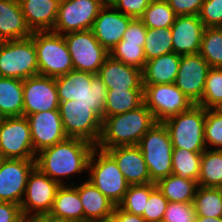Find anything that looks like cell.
<instances>
[{
	"mask_svg": "<svg viewBox=\"0 0 222 222\" xmlns=\"http://www.w3.org/2000/svg\"><path fill=\"white\" fill-rule=\"evenodd\" d=\"M95 147L86 140L67 137L37 153L36 167L50 179L65 185L63 177L69 180L71 174L88 170V161Z\"/></svg>",
	"mask_w": 222,
	"mask_h": 222,
	"instance_id": "cell-1",
	"label": "cell"
},
{
	"mask_svg": "<svg viewBox=\"0 0 222 222\" xmlns=\"http://www.w3.org/2000/svg\"><path fill=\"white\" fill-rule=\"evenodd\" d=\"M156 123L144 103L134 110L106 117L102 121L101 137L96 147L105 151L117 146L138 145Z\"/></svg>",
	"mask_w": 222,
	"mask_h": 222,
	"instance_id": "cell-2",
	"label": "cell"
},
{
	"mask_svg": "<svg viewBox=\"0 0 222 222\" xmlns=\"http://www.w3.org/2000/svg\"><path fill=\"white\" fill-rule=\"evenodd\" d=\"M55 83L59 102L75 100L89 104L103 121L107 87L98 75L73 69L56 77Z\"/></svg>",
	"mask_w": 222,
	"mask_h": 222,
	"instance_id": "cell-3",
	"label": "cell"
},
{
	"mask_svg": "<svg viewBox=\"0 0 222 222\" xmlns=\"http://www.w3.org/2000/svg\"><path fill=\"white\" fill-rule=\"evenodd\" d=\"M31 37L35 44L40 75L56 78L74 69L62 34L52 31H35Z\"/></svg>",
	"mask_w": 222,
	"mask_h": 222,
	"instance_id": "cell-4",
	"label": "cell"
},
{
	"mask_svg": "<svg viewBox=\"0 0 222 222\" xmlns=\"http://www.w3.org/2000/svg\"><path fill=\"white\" fill-rule=\"evenodd\" d=\"M206 109L194 104L188 111L181 112L163 123L168 129L173 148L192 152H204Z\"/></svg>",
	"mask_w": 222,
	"mask_h": 222,
	"instance_id": "cell-5",
	"label": "cell"
},
{
	"mask_svg": "<svg viewBox=\"0 0 222 222\" xmlns=\"http://www.w3.org/2000/svg\"><path fill=\"white\" fill-rule=\"evenodd\" d=\"M138 146L146 162L151 183H157L172 174L173 145L163 122H157L151 127Z\"/></svg>",
	"mask_w": 222,
	"mask_h": 222,
	"instance_id": "cell-6",
	"label": "cell"
},
{
	"mask_svg": "<svg viewBox=\"0 0 222 222\" xmlns=\"http://www.w3.org/2000/svg\"><path fill=\"white\" fill-rule=\"evenodd\" d=\"M96 157L98 158L96 159ZM87 172H89L88 181L115 206H118L130 184L124 178L114 159L106 151L95 147L88 161Z\"/></svg>",
	"mask_w": 222,
	"mask_h": 222,
	"instance_id": "cell-7",
	"label": "cell"
},
{
	"mask_svg": "<svg viewBox=\"0 0 222 222\" xmlns=\"http://www.w3.org/2000/svg\"><path fill=\"white\" fill-rule=\"evenodd\" d=\"M62 126L67 137L97 145L102 131V117L89 104L68 100L59 103Z\"/></svg>",
	"mask_w": 222,
	"mask_h": 222,
	"instance_id": "cell-8",
	"label": "cell"
},
{
	"mask_svg": "<svg viewBox=\"0 0 222 222\" xmlns=\"http://www.w3.org/2000/svg\"><path fill=\"white\" fill-rule=\"evenodd\" d=\"M39 74L33 38L4 41L0 46V76L25 80Z\"/></svg>",
	"mask_w": 222,
	"mask_h": 222,
	"instance_id": "cell-9",
	"label": "cell"
},
{
	"mask_svg": "<svg viewBox=\"0 0 222 222\" xmlns=\"http://www.w3.org/2000/svg\"><path fill=\"white\" fill-rule=\"evenodd\" d=\"M143 98L156 122H164L194 105L174 83L143 85Z\"/></svg>",
	"mask_w": 222,
	"mask_h": 222,
	"instance_id": "cell-10",
	"label": "cell"
},
{
	"mask_svg": "<svg viewBox=\"0 0 222 222\" xmlns=\"http://www.w3.org/2000/svg\"><path fill=\"white\" fill-rule=\"evenodd\" d=\"M74 70L97 75L109 52L95 38L92 29L63 34Z\"/></svg>",
	"mask_w": 222,
	"mask_h": 222,
	"instance_id": "cell-11",
	"label": "cell"
},
{
	"mask_svg": "<svg viewBox=\"0 0 222 222\" xmlns=\"http://www.w3.org/2000/svg\"><path fill=\"white\" fill-rule=\"evenodd\" d=\"M36 155L27 117H6L0 125V157L35 160Z\"/></svg>",
	"mask_w": 222,
	"mask_h": 222,
	"instance_id": "cell-12",
	"label": "cell"
},
{
	"mask_svg": "<svg viewBox=\"0 0 222 222\" xmlns=\"http://www.w3.org/2000/svg\"><path fill=\"white\" fill-rule=\"evenodd\" d=\"M60 186L35 166L28 176L25 195L20 204L24 219L49 214Z\"/></svg>",
	"mask_w": 222,
	"mask_h": 222,
	"instance_id": "cell-13",
	"label": "cell"
},
{
	"mask_svg": "<svg viewBox=\"0 0 222 222\" xmlns=\"http://www.w3.org/2000/svg\"><path fill=\"white\" fill-rule=\"evenodd\" d=\"M102 7L98 0H64L59 3L57 20L52 32L63 35L92 29Z\"/></svg>",
	"mask_w": 222,
	"mask_h": 222,
	"instance_id": "cell-14",
	"label": "cell"
},
{
	"mask_svg": "<svg viewBox=\"0 0 222 222\" xmlns=\"http://www.w3.org/2000/svg\"><path fill=\"white\" fill-rule=\"evenodd\" d=\"M55 78L35 75L23 80V116L59 110Z\"/></svg>",
	"mask_w": 222,
	"mask_h": 222,
	"instance_id": "cell-15",
	"label": "cell"
},
{
	"mask_svg": "<svg viewBox=\"0 0 222 222\" xmlns=\"http://www.w3.org/2000/svg\"><path fill=\"white\" fill-rule=\"evenodd\" d=\"M36 160L4 159L0 162V201L20 205L25 195L27 179Z\"/></svg>",
	"mask_w": 222,
	"mask_h": 222,
	"instance_id": "cell-16",
	"label": "cell"
},
{
	"mask_svg": "<svg viewBox=\"0 0 222 222\" xmlns=\"http://www.w3.org/2000/svg\"><path fill=\"white\" fill-rule=\"evenodd\" d=\"M207 61L198 54L181 55L175 85L194 103L201 101L207 72Z\"/></svg>",
	"mask_w": 222,
	"mask_h": 222,
	"instance_id": "cell-17",
	"label": "cell"
},
{
	"mask_svg": "<svg viewBox=\"0 0 222 222\" xmlns=\"http://www.w3.org/2000/svg\"><path fill=\"white\" fill-rule=\"evenodd\" d=\"M34 152L51 147L67 138L59 110H48L27 116Z\"/></svg>",
	"mask_w": 222,
	"mask_h": 222,
	"instance_id": "cell-18",
	"label": "cell"
},
{
	"mask_svg": "<svg viewBox=\"0 0 222 222\" xmlns=\"http://www.w3.org/2000/svg\"><path fill=\"white\" fill-rule=\"evenodd\" d=\"M133 19L119 12L114 6H103L95 18L92 31L99 43L110 52L122 40Z\"/></svg>",
	"mask_w": 222,
	"mask_h": 222,
	"instance_id": "cell-19",
	"label": "cell"
},
{
	"mask_svg": "<svg viewBox=\"0 0 222 222\" xmlns=\"http://www.w3.org/2000/svg\"><path fill=\"white\" fill-rule=\"evenodd\" d=\"M204 29L199 15L177 16L171 26L173 52L179 55L198 54Z\"/></svg>",
	"mask_w": 222,
	"mask_h": 222,
	"instance_id": "cell-20",
	"label": "cell"
},
{
	"mask_svg": "<svg viewBox=\"0 0 222 222\" xmlns=\"http://www.w3.org/2000/svg\"><path fill=\"white\" fill-rule=\"evenodd\" d=\"M105 151L117 163L130 185L151 183L146 162L138 145L117 146Z\"/></svg>",
	"mask_w": 222,
	"mask_h": 222,
	"instance_id": "cell-21",
	"label": "cell"
},
{
	"mask_svg": "<svg viewBox=\"0 0 222 222\" xmlns=\"http://www.w3.org/2000/svg\"><path fill=\"white\" fill-rule=\"evenodd\" d=\"M97 75L107 89H143L142 70L108 56Z\"/></svg>",
	"mask_w": 222,
	"mask_h": 222,
	"instance_id": "cell-22",
	"label": "cell"
},
{
	"mask_svg": "<svg viewBox=\"0 0 222 222\" xmlns=\"http://www.w3.org/2000/svg\"><path fill=\"white\" fill-rule=\"evenodd\" d=\"M83 205L84 222H106L111 221L115 205L97 187L88 180L79 186H75Z\"/></svg>",
	"mask_w": 222,
	"mask_h": 222,
	"instance_id": "cell-23",
	"label": "cell"
},
{
	"mask_svg": "<svg viewBox=\"0 0 222 222\" xmlns=\"http://www.w3.org/2000/svg\"><path fill=\"white\" fill-rule=\"evenodd\" d=\"M19 2L32 32L53 30L60 2L57 0H19Z\"/></svg>",
	"mask_w": 222,
	"mask_h": 222,
	"instance_id": "cell-24",
	"label": "cell"
},
{
	"mask_svg": "<svg viewBox=\"0 0 222 222\" xmlns=\"http://www.w3.org/2000/svg\"><path fill=\"white\" fill-rule=\"evenodd\" d=\"M19 0H0V37L3 41L28 38L32 35Z\"/></svg>",
	"mask_w": 222,
	"mask_h": 222,
	"instance_id": "cell-25",
	"label": "cell"
},
{
	"mask_svg": "<svg viewBox=\"0 0 222 222\" xmlns=\"http://www.w3.org/2000/svg\"><path fill=\"white\" fill-rule=\"evenodd\" d=\"M181 55L170 52L146 61L142 70V85L175 83Z\"/></svg>",
	"mask_w": 222,
	"mask_h": 222,
	"instance_id": "cell-26",
	"label": "cell"
},
{
	"mask_svg": "<svg viewBox=\"0 0 222 222\" xmlns=\"http://www.w3.org/2000/svg\"><path fill=\"white\" fill-rule=\"evenodd\" d=\"M49 215L68 222H84V210L78 190L71 184L61 185Z\"/></svg>",
	"mask_w": 222,
	"mask_h": 222,
	"instance_id": "cell-27",
	"label": "cell"
},
{
	"mask_svg": "<svg viewBox=\"0 0 222 222\" xmlns=\"http://www.w3.org/2000/svg\"><path fill=\"white\" fill-rule=\"evenodd\" d=\"M143 103V89H107L103 120L134 110Z\"/></svg>",
	"mask_w": 222,
	"mask_h": 222,
	"instance_id": "cell-28",
	"label": "cell"
},
{
	"mask_svg": "<svg viewBox=\"0 0 222 222\" xmlns=\"http://www.w3.org/2000/svg\"><path fill=\"white\" fill-rule=\"evenodd\" d=\"M0 110L6 117L23 116V80L0 76Z\"/></svg>",
	"mask_w": 222,
	"mask_h": 222,
	"instance_id": "cell-29",
	"label": "cell"
},
{
	"mask_svg": "<svg viewBox=\"0 0 222 222\" xmlns=\"http://www.w3.org/2000/svg\"><path fill=\"white\" fill-rule=\"evenodd\" d=\"M156 187L169 202L193 203L198 183L170 174L159 180Z\"/></svg>",
	"mask_w": 222,
	"mask_h": 222,
	"instance_id": "cell-30",
	"label": "cell"
},
{
	"mask_svg": "<svg viewBox=\"0 0 222 222\" xmlns=\"http://www.w3.org/2000/svg\"><path fill=\"white\" fill-rule=\"evenodd\" d=\"M198 186L222 188V150L206 149L201 154Z\"/></svg>",
	"mask_w": 222,
	"mask_h": 222,
	"instance_id": "cell-31",
	"label": "cell"
},
{
	"mask_svg": "<svg viewBox=\"0 0 222 222\" xmlns=\"http://www.w3.org/2000/svg\"><path fill=\"white\" fill-rule=\"evenodd\" d=\"M193 206L197 216L222 217V188L198 186Z\"/></svg>",
	"mask_w": 222,
	"mask_h": 222,
	"instance_id": "cell-32",
	"label": "cell"
},
{
	"mask_svg": "<svg viewBox=\"0 0 222 222\" xmlns=\"http://www.w3.org/2000/svg\"><path fill=\"white\" fill-rule=\"evenodd\" d=\"M182 148H173L172 151V174L187 180L198 182L200 174L201 154Z\"/></svg>",
	"mask_w": 222,
	"mask_h": 222,
	"instance_id": "cell-33",
	"label": "cell"
},
{
	"mask_svg": "<svg viewBox=\"0 0 222 222\" xmlns=\"http://www.w3.org/2000/svg\"><path fill=\"white\" fill-rule=\"evenodd\" d=\"M143 49L146 61L173 52L171 27L147 28Z\"/></svg>",
	"mask_w": 222,
	"mask_h": 222,
	"instance_id": "cell-34",
	"label": "cell"
},
{
	"mask_svg": "<svg viewBox=\"0 0 222 222\" xmlns=\"http://www.w3.org/2000/svg\"><path fill=\"white\" fill-rule=\"evenodd\" d=\"M176 17L167 0H151L139 19L147 28L157 29L171 27Z\"/></svg>",
	"mask_w": 222,
	"mask_h": 222,
	"instance_id": "cell-35",
	"label": "cell"
},
{
	"mask_svg": "<svg viewBox=\"0 0 222 222\" xmlns=\"http://www.w3.org/2000/svg\"><path fill=\"white\" fill-rule=\"evenodd\" d=\"M156 183L130 185L118 207L130 214L142 216Z\"/></svg>",
	"mask_w": 222,
	"mask_h": 222,
	"instance_id": "cell-36",
	"label": "cell"
},
{
	"mask_svg": "<svg viewBox=\"0 0 222 222\" xmlns=\"http://www.w3.org/2000/svg\"><path fill=\"white\" fill-rule=\"evenodd\" d=\"M199 54L210 67L222 68V27L204 29Z\"/></svg>",
	"mask_w": 222,
	"mask_h": 222,
	"instance_id": "cell-37",
	"label": "cell"
},
{
	"mask_svg": "<svg viewBox=\"0 0 222 222\" xmlns=\"http://www.w3.org/2000/svg\"><path fill=\"white\" fill-rule=\"evenodd\" d=\"M197 105L205 109L222 108V68L210 67L201 101Z\"/></svg>",
	"mask_w": 222,
	"mask_h": 222,
	"instance_id": "cell-38",
	"label": "cell"
},
{
	"mask_svg": "<svg viewBox=\"0 0 222 222\" xmlns=\"http://www.w3.org/2000/svg\"><path fill=\"white\" fill-rule=\"evenodd\" d=\"M143 47L144 44L125 43L121 40L111 49L109 56L126 65L143 70L146 63Z\"/></svg>",
	"mask_w": 222,
	"mask_h": 222,
	"instance_id": "cell-39",
	"label": "cell"
},
{
	"mask_svg": "<svg viewBox=\"0 0 222 222\" xmlns=\"http://www.w3.org/2000/svg\"><path fill=\"white\" fill-rule=\"evenodd\" d=\"M204 141L207 149L222 150V108L206 109Z\"/></svg>",
	"mask_w": 222,
	"mask_h": 222,
	"instance_id": "cell-40",
	"label": "cell"
},
{
	"mask_svg": "<svg viewBox=\"0 0 222 222\" xmlns=\"http://www.w3.org/2000/svg\"><path fill=\"white\" fill-rule=\"evenodd\" d=\"M168 202L167 198L156 188L149 196L142 217L147 222H162Z\"/></svg>",
	"mask_w": 222,
	"mask_h": 222,
	"instance_id": "cell-41",
	"label": "cell"
},
{
	"mask_svg": "<svg viewBox=\"0 0 222 222\" xmlns=\"http://www.w3.org/2000/svg\"><path fill=\"white\" fill-rule=\"evenodd\" d=\"M193 203L168 202L162 222H195Z\"/></svg>",
	"mask_w": 222,
	"mask_h": 222,
	"instance_id": "cell-42",
	"label": "cell"
},
{
	"mask_svg": "<svg viewBox=\"0 0 222 222\" xmlns=\"http://www.w3.org/2000/svg\"><path fill=\"white\" fill-rule=\"evenodd\" d=\"M199 18L205 28L222 27V0H205Z\"/></svg>",
	"mask_w": 222,
	"mask_h": 222,
	"instance_id": "cell-43",
	"label": "cell"
},
{
	"mask_svg": "<svg viewBox=\"0 0 222 222\" xmlns=\"http://www.w3.org/2000/svg\"><path fill=\"white\" fill-rule=\"evenodd\" d=\"M150 2L151 0H117L113 6L124 15L139 19Z\"/></svg>",
	"mask_w": 222,
	"mask_h": 222,
	"instance_id": "cell-44",
	"label": "cell"
},
{
	"mask_svg": "<svg viewBox=\"0 0 222 222\" xmlns=\"http://www.w3.org/2000/svg\"><path fill=\"white\" fill-rule=\"evenodd\" d=\"M147 33V27L140 19L134 18L128 25L123 34L122 40L125 43L144 44Z\"/></svg>",
	"mask_w": 222,
	"mask_h": 222,
	"instance_id": "cell-45",
	"label": "cell"
},
{
	"mask_svg": "<svg viewBox=\"0 0 222 222\" xmlns=\"http://www.w3.org/2000/svg\"><path fill=\"white\" fill-rule=\"evenodd\" d=\"M177 16L199 15L205 0H167Z\"/></svg>",
	"mask_w": 222,
	"mask_h": 222,
	"instance_id": "cell-46",
	"label": "cell"
},
{
	"mask_svg": "<svg viewBox=\"0 0 222 222\" xmlns=\"http://www.w3.org/2000/svg\"><path fill=\"white\" fill-rule=\"evenodd\" d=\"M0 222H25L20 205L0 201Z\"/></svg>",
	"mask_w": 222,
	"mask_h": 222,
	"instance_id": "cell-47",
	"label": "cell"
},
{
	"mask_svg": "<svg viewBox=\"0 0 222 222\" xmlns=\"http://www.w3.org/2000/svg\"><path fill=\"white\" fill-rule=\"evenodd\" d=\"M112 222H147L142 216L130 214L115 206L111 217Z\"/></svg>",
	"mask_w": 222,
	"mask_h": 222,
	"instance_id": "cell-48",
	"label": "cell"
},
{
	"mask_svg": "<svg viewBox=\"0 0 222 222\" xmlns=\"http://www.w3.org/2000/svg\"><path fill=\"white\" fill-rule=\"evenodd\" d=\"M25 222H68V221L54 218L50 216L49 214H47V215H39V216L29 218L25 220Z\"/></svg>",
	"mask_w": 222,
	"mask_h": 222,
	"instance_id": "cell-49",
	"label": "cell"
},
{
	"mask_svg": "<svg viewBox=\"0 0 222 222\" xmlns=\"http://www.w3.org/2000/svg\"><path fill=\"white\" fill-rule=\"evenodd\" d=\"M195 222H222V217L196 216Z\"/></svg>",
	"mask_w": 222,
	"mask_h": 222,
	"instance_id": "cell-50",
	"label": "cell"
},
{
	"mask_svg": "<svg viewBox=\"0 0 222 222\" xmlns=\"http://www.w3.org/2000/svg\"><path fill=\"white\" fill-rule=\"evenodd\" d=\"M103 6H113L117 0H98Z\"/></svg>",
	"mask_w": 222,
	"mask_h": 222,
	"instance_id": "cell-51",
	"label": "cell"
},
{
	"mask_svg": "<svg viewBox=\"0 0 222 222\" xmlns=\"http://www.w3.org/2000/svg\"><path fill=\"white\" fill-rule=\"evenodd\" d=\"M6 116L1 112L0 110V125L2 124V122L5 120Z\"/></svg>",
	"mask_w": 222,
	"mask_h": 222,
	"instance_id": "cell-52",
	"label": "cell"
},
{
	"mask_svg": "<svg viewBox=\"0 0 222 222\" xmlns=\"http://www.w3.org/2000/svg\"><path fill=\"white\" fill-rule=\"evenodd\" d=\"M3 40H2V38L0 37V46L3 44Z\"/></svg>",
	"mask_w": 222,
	"mask_h": 222,
	"instance_id": "cell-53",
	"label": "cell"
}]
</instances>
